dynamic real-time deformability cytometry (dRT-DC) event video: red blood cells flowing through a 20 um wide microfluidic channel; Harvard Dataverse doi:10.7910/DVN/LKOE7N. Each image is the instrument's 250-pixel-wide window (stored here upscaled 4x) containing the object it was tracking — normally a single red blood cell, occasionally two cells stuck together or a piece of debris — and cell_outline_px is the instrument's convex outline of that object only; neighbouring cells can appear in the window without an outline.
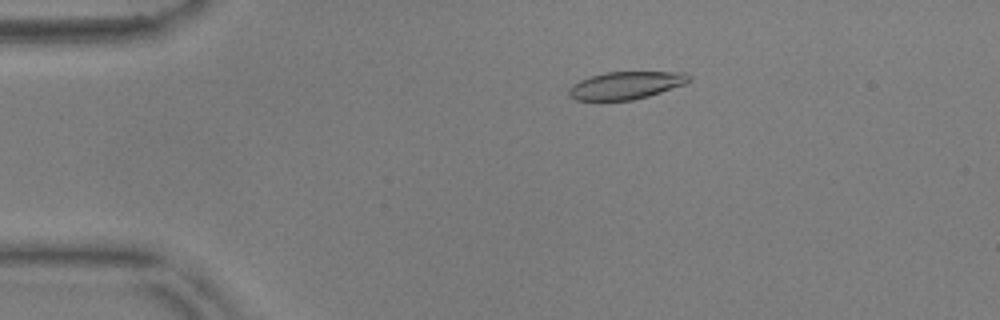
{"species": "common noctule bat (a hibernating species)", "species_latin": "Nyctalus noctula", "temperature_condition": "warm", "stored_images_in_passage": 41, "camera_frame_rate_fps": 3000, "um_per_image_px": 0.085, "animal": {"sex": "male", "body_mass_g": 17.9, "forearm_length_mm": 54.2}, "frame": {"image": 1, "passage_image": 5, "time_ms": 1.333, "image_size_px": [1000, 320], "cell_outline_px": [[692, 80], [684, 84], [648, 96], [632, 100], [576, 100], [568, 96], [568, 88], [572, 84], [580, 80], [604, 72], [684, 72], [692, 76]], "centroid_in_image_um": [53.19, 7.25], "position_along_channel_um": 31.8, "area_um2": 19.31}}
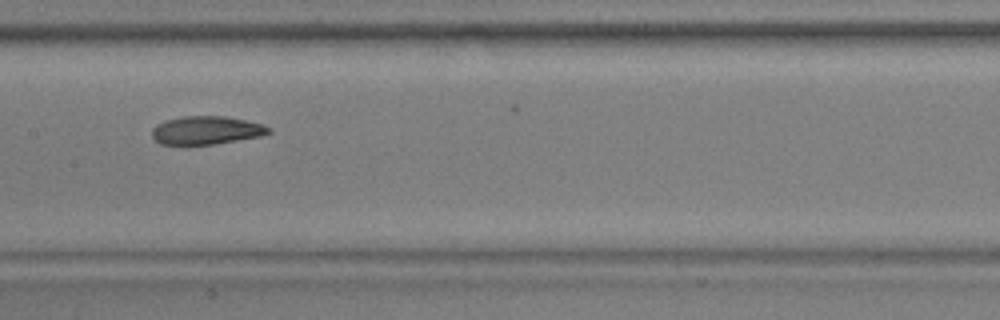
{"frame": {"image": 2, "passage_image": 22, "time_ms": 7.0, "image_size_px": [1000, 320], "cell_outline_px": [[272, 132], [260, 136], [212, 144], [160, 144], [152, 136], [152, 128], [156, 124], [164, 120], [184, 116], [224, 116], [244, 120], [260, 124], [272, 128]], "centroid_in_image_um": [17.51, 11.06], "position_along_channel_um": 189.9, "area_um2": 19.02}}
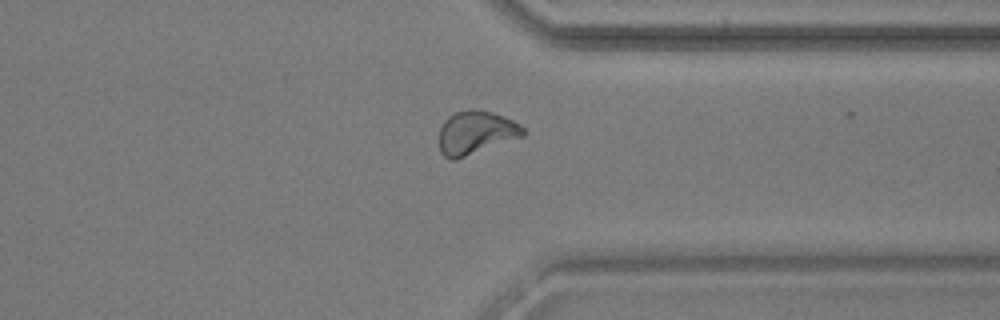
{"frame": {"image": 3, "passage_image": 37, "time_ms": 12.0, "image_size_px": [1000, 320], "cell_outline_px": [[524, 136], [456, 160], [452, 160], [444, 156], [440, 152], [440, 128], [444, 120], [448, 116], [456, 112], [468, 108], [472, 108], [492, 112], [512, 120], [520, 124], [524, 128]], "centroid_in_image_um": [40.44, 11.27], "position_along_channel_um": 371.0, "area_um2": 21.33}, "authors_computed_cell_mechanics": {"area_um2": 19.9988, "velocity_mm_per_s": 3.6499, "shape_relaxation_time_tau1_ms": 4.8044, "shape_relaxation_time_tau2_ms": 2.7487, "deformation_change_tau1": 0.1563, "deformation_change_tau2": 0.0932}}